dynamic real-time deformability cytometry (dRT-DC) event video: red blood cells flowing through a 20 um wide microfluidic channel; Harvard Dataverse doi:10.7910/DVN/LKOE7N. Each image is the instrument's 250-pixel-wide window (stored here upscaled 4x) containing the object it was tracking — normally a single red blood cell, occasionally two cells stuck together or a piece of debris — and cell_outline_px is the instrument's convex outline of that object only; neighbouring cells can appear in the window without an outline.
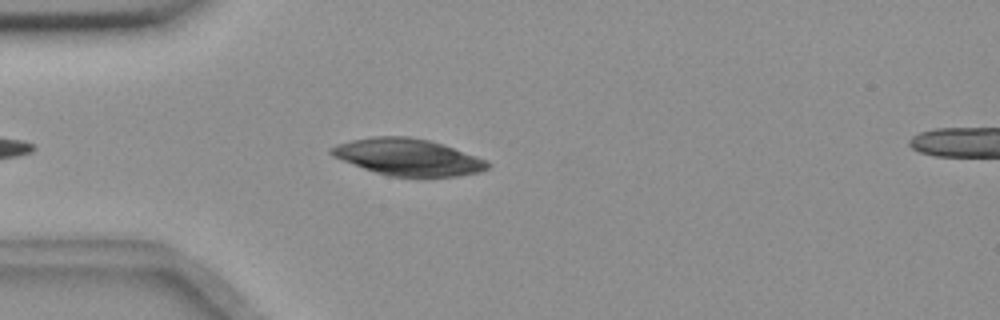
{"species": "common noctule bat (a hibernating species)", "species_latin": "Nyctalus noctula", "temperature_condition": "room temperature", "stored_images_in_passage": 43, "camera_frame_rate_fps": 3000, "um_per_image_px": 0.085, "animal": {"sex": "female", "body_mass_g": 18.4}, "frame": {"image": 1, "passage_image": 6, "time_ms": 1.667, "image_size_px": [1000, 320], "cell_outline_px": [[492, 164], [488, 168], [480, 172], [456, 176], [388, 176], [364, 168], [332, 156], [328, 152], [328, 148], [336, 144], [352, 140], [376, 136], [408, 136], [428, 140], [488, 160]], "centroid_in_image_um": [34.66, 13.35], "position_along_channel_um": 50.3, "area_um2": 33.12}}
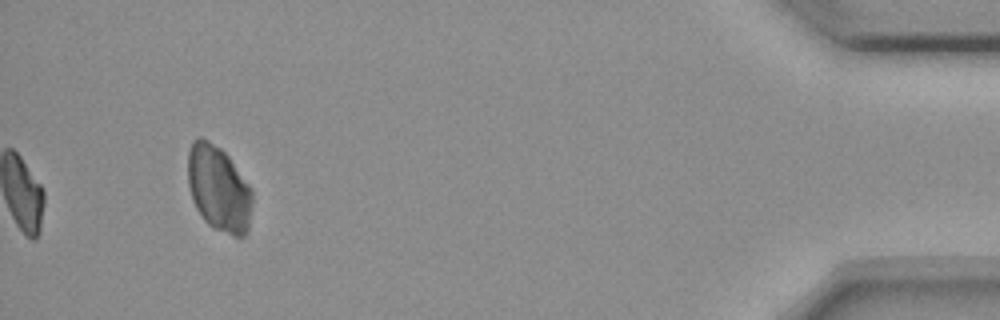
{"frame": {"image": 2, "passage_image": 43, "time_ms": 14.0, "image_size_px": [1000, 320], "cell_outline_px": [[252, 200], [248, 232], [244, 236], [232, 236], [212, 228], [204, 220], [196, 208], [192, 200], [188, 188], [188, 148], [192, 140], [196, 136], [200, 136], [208, 140], [220, 148], [228, 156], [248, 184], [252, 192]], "centroid_in_image_um": [18.56, 16.03], "position_along_channel_um": 416.6, "area_um2": 32.48}}